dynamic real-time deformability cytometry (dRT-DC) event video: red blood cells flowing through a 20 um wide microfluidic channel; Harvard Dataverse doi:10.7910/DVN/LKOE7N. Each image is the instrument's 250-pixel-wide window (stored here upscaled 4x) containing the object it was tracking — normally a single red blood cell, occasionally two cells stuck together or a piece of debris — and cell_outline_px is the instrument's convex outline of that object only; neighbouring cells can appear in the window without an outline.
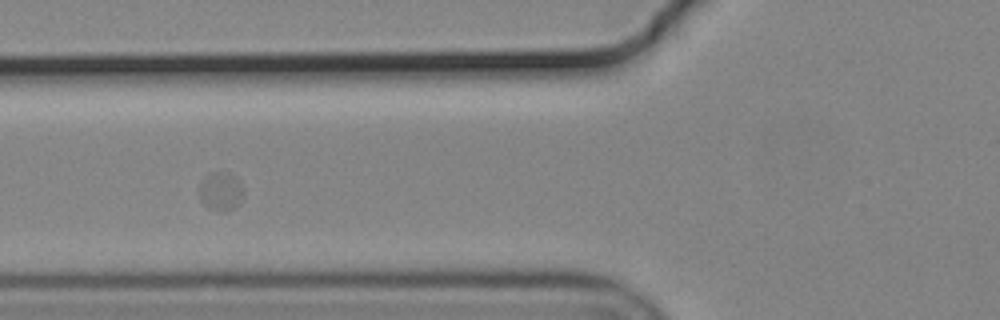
{"species": "common noctule bat (a hibernating species)", "species_latin": "Nyctalus noctula", "temperature_condition": "cold", "stored_images_in_passage": 11, "camera_frame_rate_fps": 3000, "um_per_image_px": 0.085, "animal": {"sex": "male", "body_mass_g": 19.2, "forearm_length_mm": 51.8}, "frame": {"image": 1, "passage_image": 4, "time_ms": 1.0, "image_size_px": [1000, 320], "cell_outline_px": [[244, 196], [240, 204], [236, 208], [224, 212], [220, 212], [208, 208], [204, 204], [200, 196], [200, 184], [204, 176], [208, 172], [228, 172], [236, 176], [244, 188]], "centroid_in_image_um": [18.82, 16.26], "position_along_channel_um": 107.0, "area_um2": 10.35}}
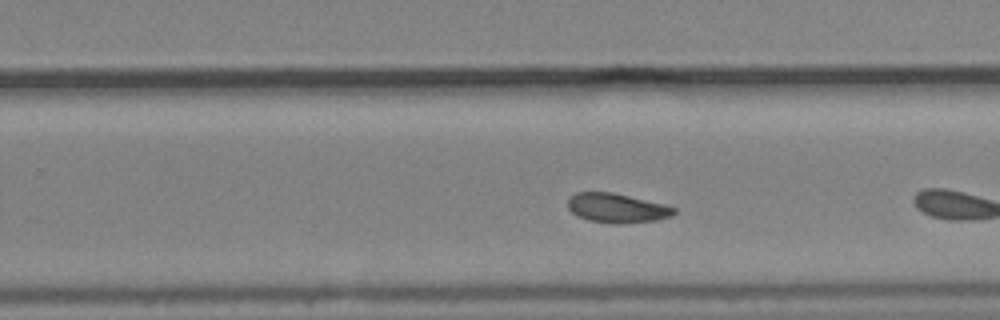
{"frame": {"image": 2, "passage_image": 9, "time_ms": 2.667, "image_size_px": [1000, 320], "cell_outline_px": [[676, 212], [672, 216], [656, 220], [620, 224], [612, 224], [588, 220], [572, 212], [568, 208], [568, 196], [576, 192], [612, 192], [664, 204], [676, 208]], "centroid_in_image_um": [52.43, 17.68], "position_along_channel_um": 277.4, "area_um2": 18.21}}